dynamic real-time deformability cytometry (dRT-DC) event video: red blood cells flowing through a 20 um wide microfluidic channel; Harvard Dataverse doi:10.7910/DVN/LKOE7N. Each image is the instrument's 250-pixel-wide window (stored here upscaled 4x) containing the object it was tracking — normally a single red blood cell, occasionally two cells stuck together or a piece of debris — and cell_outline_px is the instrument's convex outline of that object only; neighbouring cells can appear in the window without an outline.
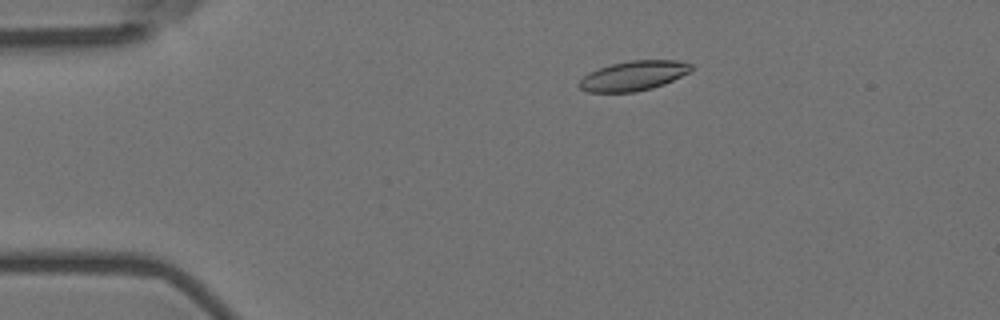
{"species": "Egyptian fruit bat (a non-hibernating species)", "species_latin": "Rousettus aegyptiacus", "temperature_condition": "room temperature", "stored_images_in_passage": 57, "camera_frame_rate_fps": 3000, "um_per_image_px": 0.085, "animal": {"sex": "female"}, "frame": {"image": 1, "passage_image": 11, "time_ms": 3.333, "image_size_px": [1000, 320], "cell_outline_px": [[692, 68], [688, 72], [664, 84], [652, 88], [636, 92], [588, 92], [580, 88], [576, 84], [588, 72], [612, 64], [632, 60], [676, 60], [692, 64]], "centroid_in_image_um": [53.81, 6.44], "position_along_channel_um": 31.2, "area_um2": 19.25}}
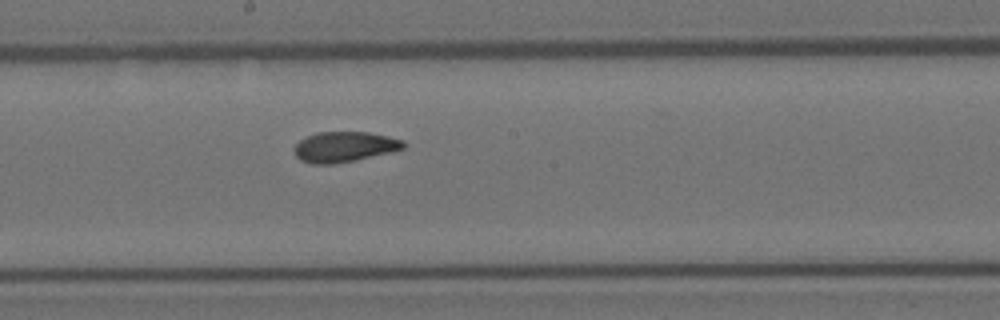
{"frame": {"image": 2, "passage_image": 31, "time_ms": 10.0, "image_size_px": [1000, 320], "cell_outline_px": [[404, 148], [356, 160], [332, 164], [312, 164], [300, 160], [292, 152], [292, 148], [300, 140], [316, 132], [368, 132], [388, 136], [404, 140]], "centroid_in_image_um": [29.21, 12.48], "position_along_channel_um": 219.0, "area_um2": 19.31}}
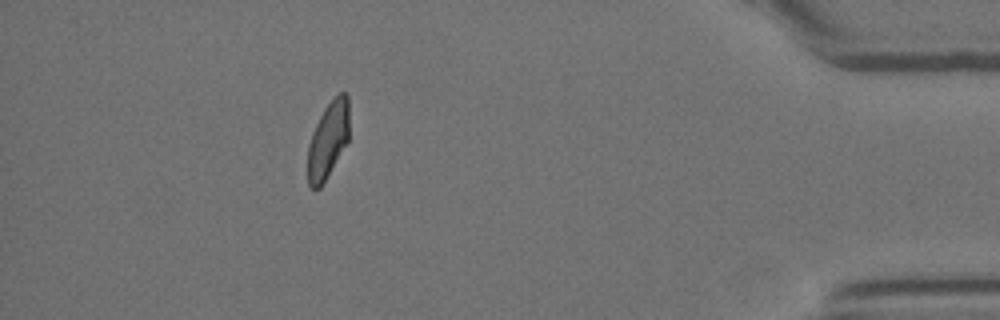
{"frame": {"image": 3, "passage_image": 51, "time_ms": 16.667, "image_size_px": [1000, 320], "cell_outline_px": [[348, 140], [320, 188], [312, 188], [308, 184], [308, 144], [312, 132], [324, 108], [340, 92], [344, 92], [348, 96]], "centroid_in_image_um": [27.87, 11.89], "position_along_channel_um": 407.3, "area_um2": 18.09}, "authors_computed_cell_mechanics": {"area_um2": 19.3052, "velocity_mm_per_s": 3.5982, "shape_relaxation_time_tau1_ms": 10.038, "shape_relaxation_time_tau2_ms": 2.3893, "deformation_change_tau1": 0.244, "deformation_change_tau2": 0.0702}}